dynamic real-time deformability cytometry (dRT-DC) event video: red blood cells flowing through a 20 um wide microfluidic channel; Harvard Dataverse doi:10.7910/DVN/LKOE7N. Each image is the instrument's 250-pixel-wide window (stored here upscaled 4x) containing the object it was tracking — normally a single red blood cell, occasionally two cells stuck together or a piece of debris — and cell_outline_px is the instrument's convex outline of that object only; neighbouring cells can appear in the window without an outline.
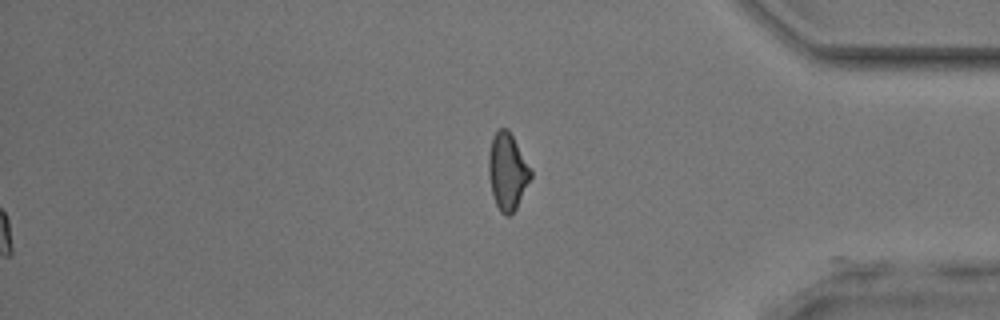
{"species": "common noctule bat (a hibernating species)", "species_latin": "Nyctalus noctula", "temperature_condition": "room temperature", "stored_images_in_passage": 49, "segment_of_instrument_passage": [2, 2], "camera_frame_rate_fps": 3000, "um_per_image_px": 0.085, "animal": {"sex": "male", "body_mass_g": 17.9, "forearm_length_mm": 54.2}, "frame": {"image": 1, "passage_image": 49, "time_ms": 16.0, "image_size_px": [1000, 320], "cell_outline_px": [[532, 176], [516, 208], [508, 216], [504, 216], [500, 212], [496, 204], [492, 192], [488, 172], [488, 156], [492, 136], [500, 128], [508, 128], [532, 168]], "centroid_in_image_um": [43.14, 14.55], "position_along_channel_um": 392.1, "area_um2": 18.96}}